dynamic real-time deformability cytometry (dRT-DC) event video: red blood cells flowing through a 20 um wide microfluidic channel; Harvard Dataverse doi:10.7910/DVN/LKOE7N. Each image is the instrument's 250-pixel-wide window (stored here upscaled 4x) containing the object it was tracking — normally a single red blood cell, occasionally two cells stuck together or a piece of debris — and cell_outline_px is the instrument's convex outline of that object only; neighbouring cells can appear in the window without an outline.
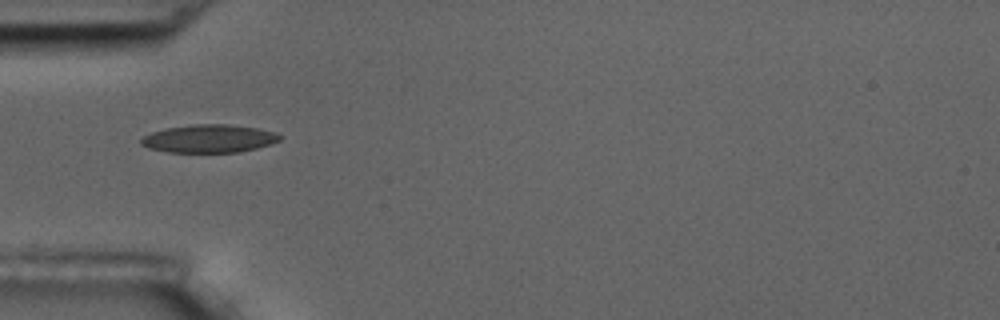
{"species": "common noctule bat (a hibernating species)", "species_latin": "Nyctalus noctula", "temperature_condition": "room temperature", "stored_images_in_passage": 5, "camera_frame_rate_fps": 3000, "um_per_image_px": 0.085, "animal": {"sex": "male", "body_mass_g": 17.5, "forearm_length_mm": 52.3}, "frame": {"image": 1, "passage_image": 1, "time_ms": 0.0, "image_size_px": [1000, 320], "cell_outline_px": [[284, 136], [280, 140], [256, 148], [236, 152], [168, 152], [148, 148], [140, 144], [140, 140], [144, 136], [152, 132], [164, 128], [192, 124], [228, 124], [256, 128], [276, 132]], "centroid_in_image_um": [17.75, 11.77], "position_along_channel_um": 67.2, "area_um2": 22.66}}
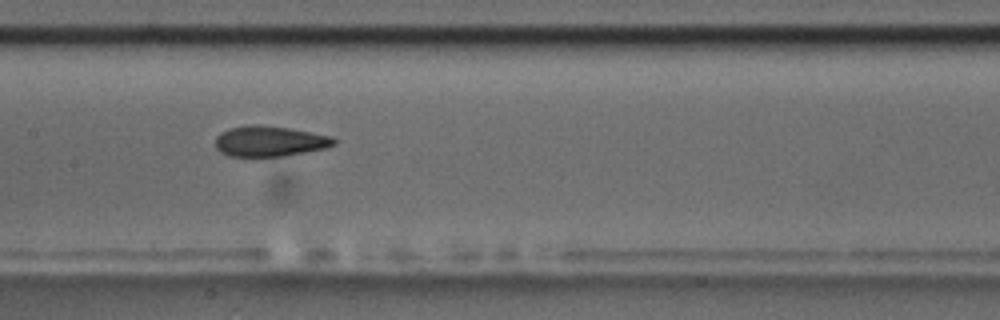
{"frame": {"image": 2, "passage_image": 4, "time_ms": 3.333, "image_size_px": [1000, 320], "cell_outline_px": [[336, 144], [328, 148], [280, 156], [232, 156], [220, 152], [216, 148], [216, 136], [220, 132], [228, 128], [256, 124], [288, 128], [332, 136], [336, 140]], "centroid_in_image_um": [22.92, 12.0], "position_along_channel_um": 184.5, "area_um2": 20.98}}
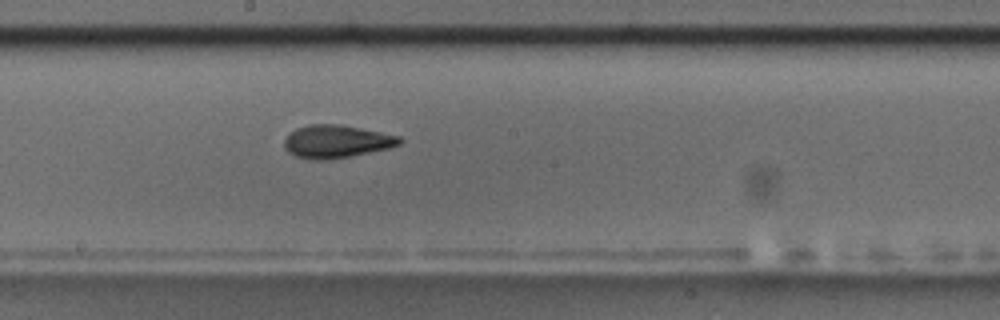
{"frame": {"image": 3, "passage_image": 5, "time_ms": 4.333, "image_size_px": [1000, 320], "cell_outline_px": [[404, 140], [400, 144], [388, 148], [352, 156], [328, 160], [308, 160], [296, 156], [288, 152], [284, 148], [284, 140], [296, 128], [308, 124], [340, 124], [400, 136]], "centroid_in_image_um": [28.59, 12.03], "position_along_channel_um": 219.6, "area_um2": 22.2}}